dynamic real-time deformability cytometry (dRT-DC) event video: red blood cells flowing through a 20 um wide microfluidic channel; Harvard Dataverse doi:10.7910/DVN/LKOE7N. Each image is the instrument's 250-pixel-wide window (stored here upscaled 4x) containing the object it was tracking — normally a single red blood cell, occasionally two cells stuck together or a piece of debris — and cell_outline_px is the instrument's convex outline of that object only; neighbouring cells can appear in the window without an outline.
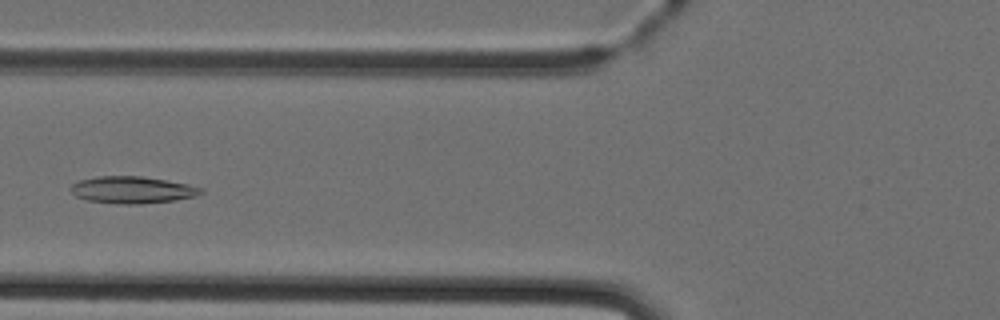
{"species": "Egyptian fruit bat (a non-hibernating species)", "species_latin": "Rousettus aegyptiacus", "temperature_condition": "cold", "stored_images_in_passage": 5, "camera_frame_rate_fps": 3000, "um_per_image_px": 0.085, "animal": {"sex": "female"}, "frame": {"image": 1, "passage_image": 4, "time_ms": 4.333, "image_size_px": [1000, 320], "cell_outline_px": [[204, 192], [196, 196], [176, 200], [140, 204], [120, 204], [88, 200], [76, 196], [72, 192], [72, 184], [80, 180], [96, 176], [140, 176], [188, 184], [204, 188]], "centroid_in_image_um": [11.28, 16.14], "position_along_channel_um": 114.5, "area_um2": 20.35}}
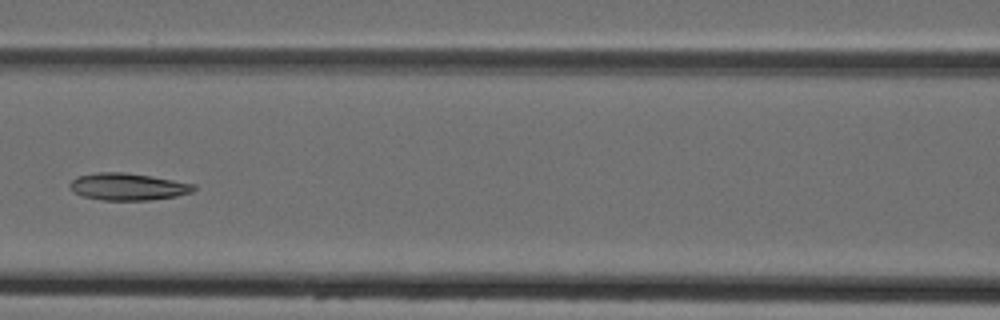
{"frame": {"image": 2, "passage_image": 5, "time_ms": 5.333, "image_size_px": [1000, 320], "cell_outline_px": [[196, 188], [192, 192], [176, 196], [148, 200], [100, 200], [80, 196], [68, 188], [68, 184], [76, 176], [96, 172], [124, 172], [152, 176], [196, 184]], "centroid_in_image_um": [10.82, 15.86], "position_along_channel_um": 155.8, "area_um2": 19.83}}